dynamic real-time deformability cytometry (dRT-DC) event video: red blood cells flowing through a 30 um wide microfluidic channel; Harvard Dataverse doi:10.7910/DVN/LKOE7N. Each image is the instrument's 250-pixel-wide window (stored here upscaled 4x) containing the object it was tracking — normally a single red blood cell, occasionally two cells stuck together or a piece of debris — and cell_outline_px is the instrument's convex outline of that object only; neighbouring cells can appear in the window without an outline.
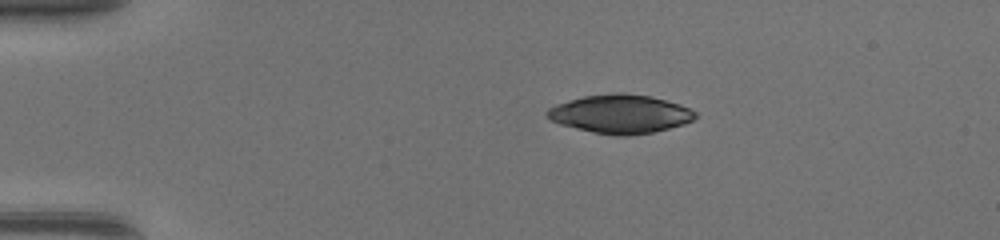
{"species": "common noctule bat (a hibernating species)", "species_latin": "Nyctalus noctula", "temperature_condition": "warm", "stored_images_in_passage": 39, "camera_frame_rate_fps": 3000, "um_per_image_px": 0.085, "animal": {"sex": "female", "body_mass_g": 17.0, "forearm_length_mm": 48.0}, "frame": {"image": 1, "passage_image": 1, "time_ms": 0.0, "image_size_px": [1000, 240], "cell_outline_px": [[696, 116], [692, 120], [684, 124], [652, 132], [628, 136], [616, 136], [576, 128], [560, 124], [552, 120], [548, 116], [548, 108], [556, 104], [584, 96], [616, 92], [620, 92], [652, 96], [680, 104], [696, 112]], "centroid_in_image_um": [52.75, 9.68], "position_along_channel_um": 32.3, "area_um2": 33.06}}
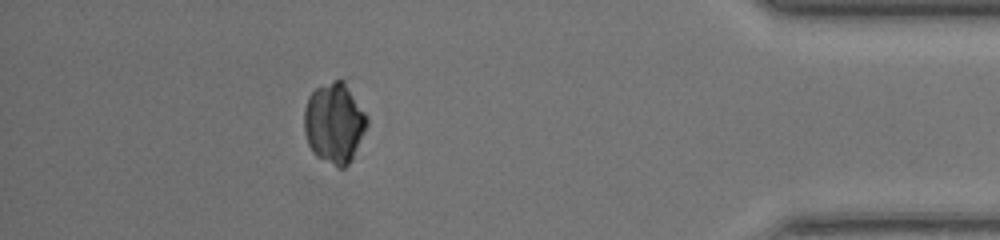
{"frame": {"image": 2, "passage_image": 34, "time_ms": 11.0, "image_size_px": [1000, 240], "cell_outline_px": [[368, 124], [352, 160], [344, 168], [336, 168], [316, 156], [312, 152], [308, 144], [304, 132], [304, 108], [308, 96], [316, 88], [336, 80], [344, 80], [368, 116]], "centroid_in_image_um": [28.42, 10.48], "position_along_channel_um": 406.8, "area_um2": 29.71}}